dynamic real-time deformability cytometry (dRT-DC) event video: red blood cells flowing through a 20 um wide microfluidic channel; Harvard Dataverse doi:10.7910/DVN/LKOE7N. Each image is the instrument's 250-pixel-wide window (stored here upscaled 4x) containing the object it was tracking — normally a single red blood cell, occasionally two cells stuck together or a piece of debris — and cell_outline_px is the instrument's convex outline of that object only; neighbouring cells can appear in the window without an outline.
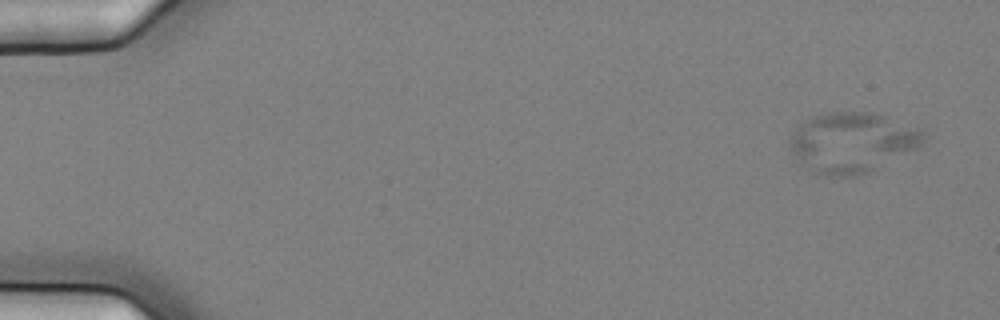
{"species": "common noctule bat (a hibernating species)", "species_latin": "Nyctalus noctula", "temperature_condition": "cold", "stored_images_in_passage": 3, "camera_frame_rate_fps": 3000, "um_per_image_px": 0.085, "animal": {"sex": "female", "body_mass_g": 25.1}, "frame": {"image": 1, "passage_image": 1, "time_ms": 0.0, "image_size_px": [1000, 320], "cell_outline_px": [[928, 136], [924, 144], [868, 172], [856, 176], [816, 176], [808, 172], [796, 164], [788, 144], [788, 140], [796, 128], [804, 120], [812, 116], [828, 112], [872, 112], [920, 128]], "centroid_in_image_um": [72.35, 12.13], "position_along_channel_um": 12.6, "area_um2": 47.69}}